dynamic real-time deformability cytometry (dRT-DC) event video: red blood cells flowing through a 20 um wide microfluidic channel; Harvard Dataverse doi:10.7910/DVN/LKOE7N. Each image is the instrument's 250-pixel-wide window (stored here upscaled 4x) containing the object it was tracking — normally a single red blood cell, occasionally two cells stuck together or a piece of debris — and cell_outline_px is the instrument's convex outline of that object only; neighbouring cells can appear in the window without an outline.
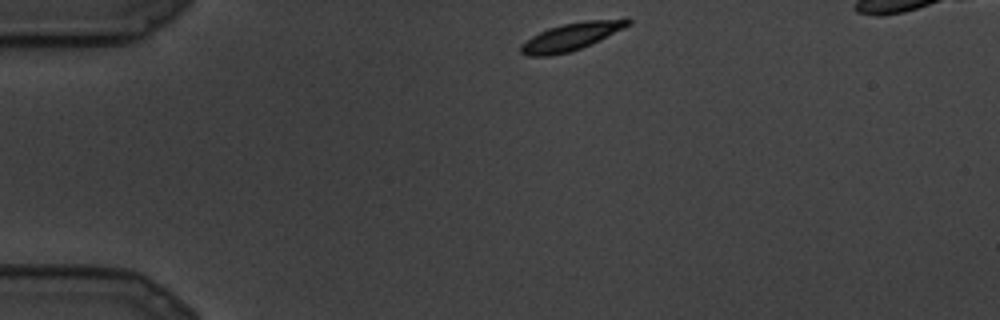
{"species": "common noctule bat (a hibernating species)", "species_latin": "Nyctalus noctula", "temperature_condition": "cold", "stored_images_in_passage": 7, "camera_frame_rate_fps": 3000, "um_per_image_px": 0.085, "animal": {"sex": "male", "body_mass_g": 19.5, "forearm_length_mm": 54.6}, "frame": {"image": 1, "passage_image": 1, "time_ms": 0.0, "image_size_px": [1000, 320], "cell_outline_px": [[632, 24], [592, 44], [568, 52], [552, 56], [524, 56], [520, 52], [520, 44], [532, 36], [548, 28], [564, 24], [584, 20], [628, 16], [632, 20]], "centroid_in_image_um": [48.63, 3.08], "position_along_channel_um": 36.4, "area_um2": 17.69}}
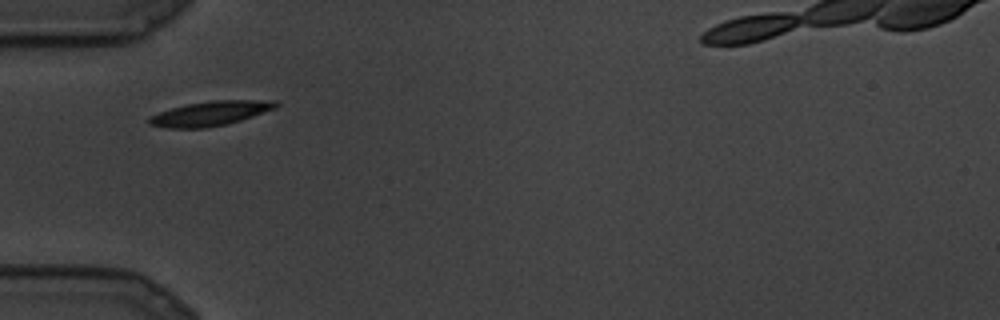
{"frame": {"image": 2, "passage_image": 4, "time_ms": 1.0, "image_size_px": [1000, 320], "cell_outline_px": [[280, 104], [276, 108], [228, 124], [204, 128], [168, 128], [148, 124], [148, 116], [172, 108], [188, 104], [212, 100], [276, 100]], "centroid_in_image_um": [17.89, 9.64], "position_along_channel_um": 67.1, "area_um2": 18.09}}
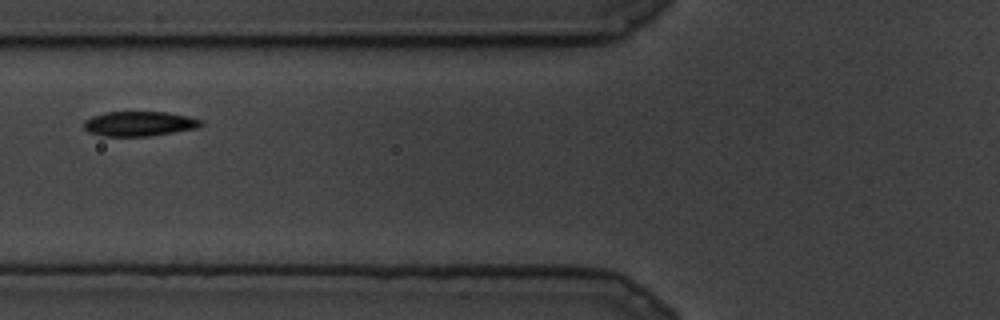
{"frame": {"image": 3, "passage_image": 6, "time_ms": 1.667, "image_size_px": [1000, 320], "cell_outline_px": [[204, 124], [200, 128], [148, 136], [100, 136], [88, 132], [84, 128], [84, 120], [92, 116], [108, 112], [168, 112], [188, 116], [204, 120]], "centroid_in_image_um": [11.88, 10.52], "position_along_channel_um": 113.9, "area_um2": 17.11}}